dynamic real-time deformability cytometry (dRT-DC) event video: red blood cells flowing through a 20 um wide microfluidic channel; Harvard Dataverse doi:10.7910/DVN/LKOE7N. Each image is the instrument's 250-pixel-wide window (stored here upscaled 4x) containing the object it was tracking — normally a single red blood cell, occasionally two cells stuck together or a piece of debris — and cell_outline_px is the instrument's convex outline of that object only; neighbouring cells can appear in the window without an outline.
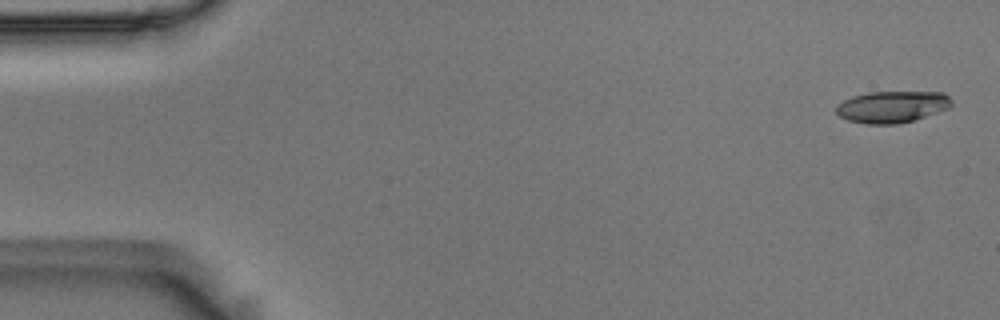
{"species": "Egyptian fruit bat (a non-hibernating species)", "species_latin": "Rousettus aegyptiacus", "temperature_condition": "room temperature", "stored_images_in_passage": 3, "segment_of_instrument_passage": [2, 2], "camera_frame_rate_fps": 3000, "um_per_image_px": 0.085, "animal": {"sex": "male"}, "frame": {"image": 1, "passage_image": 3, "time_ms": 0.667, "image_size_px": [1000, 320], "cell_outline_px": [[952, 104], [948, 108], [900, 124], [864, 124], [848, 120], [840, 116], [836, 112], [836, 104], [852, 96], [868, 92], [944, 92], [952, 100]], "centroid_in_image_um": [75.8, 9.07], "position_along_channel_um": 9.2, "area_um2": 21.27}}